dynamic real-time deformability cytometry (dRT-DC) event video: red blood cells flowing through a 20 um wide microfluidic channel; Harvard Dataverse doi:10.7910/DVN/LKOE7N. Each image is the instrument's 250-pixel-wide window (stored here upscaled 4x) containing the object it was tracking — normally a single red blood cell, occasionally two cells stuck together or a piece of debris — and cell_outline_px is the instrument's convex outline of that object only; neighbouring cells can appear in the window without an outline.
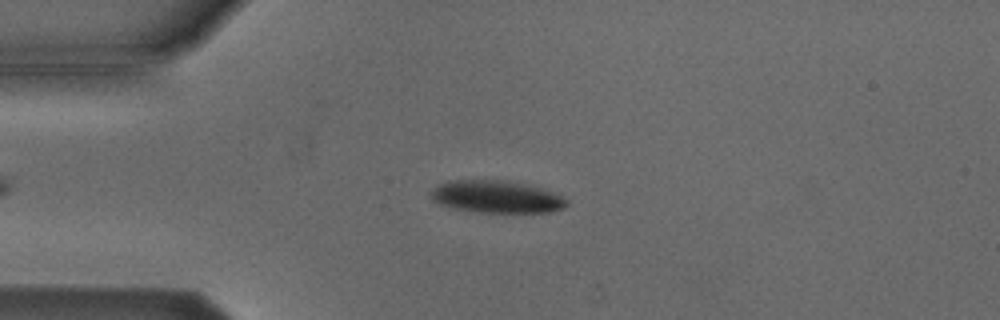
{"species": "Egyptian fruit bat (a non-hibernating species)", "species_latin": "Rousettus aegyptiacus", "temperature_condition": "cold", "stored_images_in_passage": 40, "camera_frame_rate_fps": 3000, "um_per_image_px": 0.085, "animal": {"sex": "male"}, "frame": {"image": 1, "passage_image": 10, "time_ms": 3.0, "image_size_px": [1000, 320], "cell_outline_px": [[568, 204], [564, 208], [548, 212], [480, 212], [452, 208], [440, 204], [432, 200], [428, 196], [432, 188], [448, 180], [508, 180], [540, 188], [552, 192], [568, 200]], "centroid_in_image_um": [42.15, 16.72], "position_along_channel_um": 42.9, "area_um2": 25.61}}
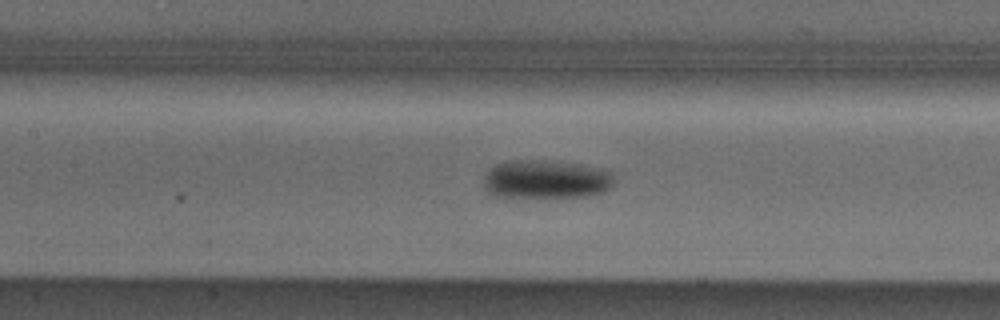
{"frame": {"image": 2, "passage_image": 21, "time_ms": 6.667, "image_size_px": [1000, 320], "cell_outline_px": [[612, 184], [604, 192], [588, 196], [492, 196], [484, 188], [484, 176], [496, 164], [504, 160], [548, 160], [580, 164], [604, 168], [612, 172]], "centroid_in_image_um": [46.4, 15.22], "position_along_channel_um": 161.0, "area_um2": 29.3}}
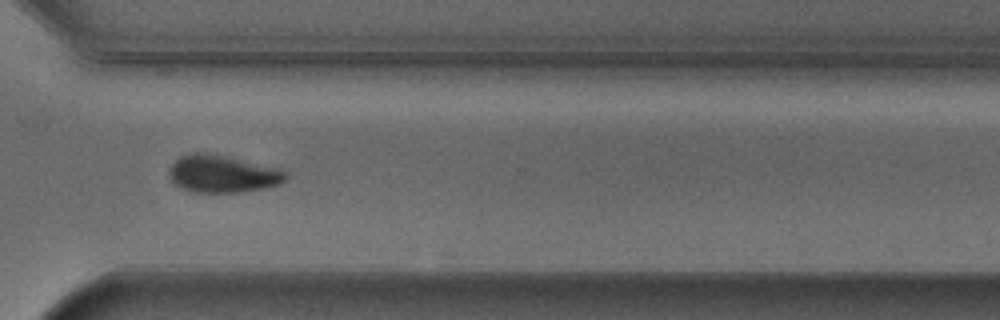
{"frame": {"image": 3, "passage_image": 36, "time_ms": 11.667, "image_size_px": [1000, 320], "cell_outline_px": [[288, 176], [280, 184], [264, 188], [240, 192], [192, 192], [180, 188], [168, 176], [168, 172], [172, 164], [180, 156], [192, 152], [216, 152], [280, 168], [288, 172]], "centroid_in_image_um": [18.93, 14.74], "position_along_channel_um": 351.7, "area_um2": 26.07}, "authors_computed_cell_mechanics": {"area_um2": 27.1371, "velocity_mm_per_s": 3.814, "shape_relaxation_time_tau1_ms": 2.507, "shape_relaxation_time_tau2_ms": null, "deformation_change_tau1": 0.103, "deformation_change_tau2": null}}